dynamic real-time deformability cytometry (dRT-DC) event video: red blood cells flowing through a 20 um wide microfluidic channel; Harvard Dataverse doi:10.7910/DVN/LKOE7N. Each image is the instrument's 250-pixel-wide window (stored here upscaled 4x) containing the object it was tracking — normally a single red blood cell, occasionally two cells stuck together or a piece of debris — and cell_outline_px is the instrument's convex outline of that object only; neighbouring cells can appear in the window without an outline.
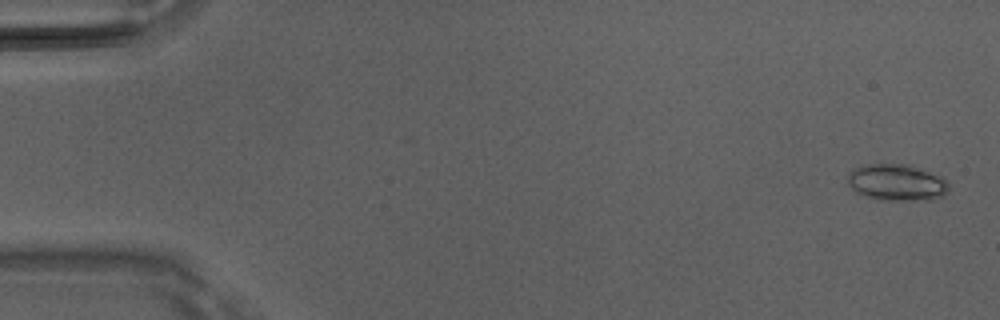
{"species": "Egyptian fruit bat (a non-hibernating species)", "species_latin": "Rousettus aegyptiacus", "temperature_condition": "room temperature", "stored_images_in_passage": 5, "camera_frame_rate_fps": 3000, "um_per_image_px": 0.085, "animal": {"sex": "male"}, "frame": {"image": 1, "passage_image": 1, "time_ms": 0.0, "image_size_px": [1000, 320], "cell_outline_px": [[948, 192], [944, 196], [928, 200], [892, 200], [868, 196], [856, 192], [848, 184], [848, 172], [864, 164], [908, 164], [944, 176], [948, 184]], "centroid_in_image_um": [76.28, 15.49], "position_along_channel_um": 8.7, "area_um2": 21.56}}